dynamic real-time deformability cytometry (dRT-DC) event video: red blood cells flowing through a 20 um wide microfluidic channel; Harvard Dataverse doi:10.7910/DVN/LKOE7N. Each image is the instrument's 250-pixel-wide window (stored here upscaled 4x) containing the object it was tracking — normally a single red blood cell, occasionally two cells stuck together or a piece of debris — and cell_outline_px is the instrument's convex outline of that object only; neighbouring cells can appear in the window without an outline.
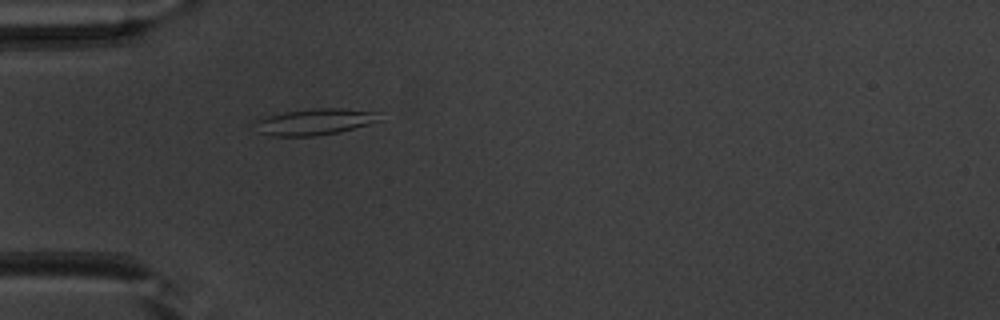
{"species": "common noctule bat (a hibernating species)", "species_latin": "Nyctalus noctula", "temperature_condition": "warm", "stored_images_in_passage": 49, "camera_frame_rate_fps": 3000, "um_per_image_px": 0.085, "animal": {"sex": "male", "body_mass_g": 20.1, "forearm_length_mm": 53.5}, "frame": {"image": 1, "passage_image": 14, "time_ms": 4.333, "image_size_px": [1000, 320], "cell_outline_px": [[380, 120], [368, 124], [340, 132], [316, 136], [272, 136], [256, 132], [252, 124], [256, 120], [268, 116], [284, 112], [312, 108], [340, 108], [380, 112]], "centroid_in_image_um": [26.71, 10.36], "position_along_channel_um": 58.3, "area_um2": 19.31}}
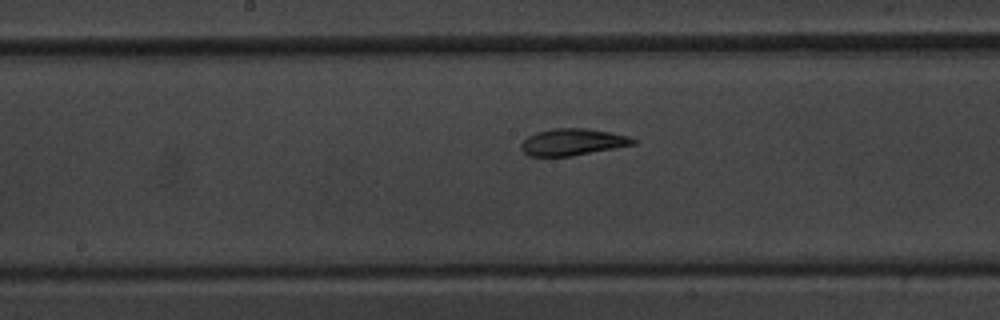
{"frame": {"image": 2, "passage_image": 25, "time_ms": 8.0, "image_size_px": [1000, 320], "cell_outline_px": [[636, 144], [572, 156], [528, 156], [520, 148], [520, 144], [528, 136], [536, 132], [552, 128], [584, 128], [608, 132], [628, 136], [636, 140]], "centroid_in_image_um": [48.64, 12.07], "position_along_channel_um": 199.6, "area_um2": 17.4}}
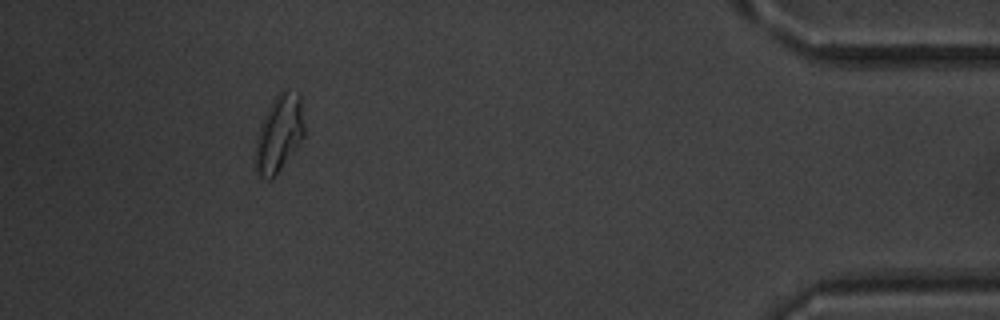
{"frame": {"image": 3, "passage_image": 45, "time_ms": 14.667, "image_size_px": [1000, 320], "cell_outline_px": [[304, 136], [276, 176], [272, 180], [268, 180], [260, 176], [256, 172], [252, 164], [256, 136], [260, 124], [272, 100], [284, 88], [300, 96], [304, 128]], "centroid_in_image_um": [23.66, 11.42], "position_along_channel_um": 411.5, "area_um2": 22.25}, "authors_computed_cell_mechanics": {"area_um2": 18.6694, "velocity_mm_per_s": 3.9927, "shape_relaxation_time_tau1_ms": 4.2659, "shape_relaxation_time_tau2_ms": 2.198, "deformation_change_tau1": 0.1678, "deformation_change_tau2": 0.1003}}